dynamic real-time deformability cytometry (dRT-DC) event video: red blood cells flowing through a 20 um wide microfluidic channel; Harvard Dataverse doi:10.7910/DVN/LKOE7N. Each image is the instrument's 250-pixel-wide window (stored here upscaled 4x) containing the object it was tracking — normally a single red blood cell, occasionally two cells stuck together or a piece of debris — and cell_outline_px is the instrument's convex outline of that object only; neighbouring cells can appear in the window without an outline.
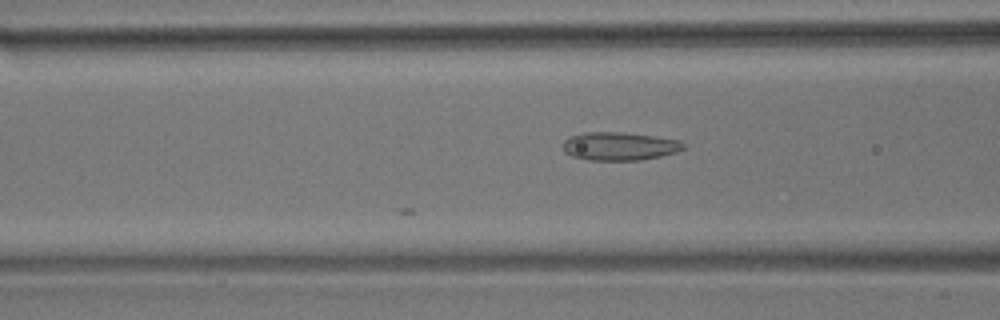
{"species": "common noctule bat (a hibernating species)", "species_latin": "Nyctalus noctula", "temperature_condition": "room temperature", "stored_images_in_passage": 14, "camera_frame_rate_fps": 3000, "um_per_image_px": 0.085, "animal": {"sex": "male", "body_mass_g": 17.9}, "frame": {"image": 1, "passage_image": 11, "time_ms": 3.333, "image_size_px": [1000, 320], "cell_outline_px": [[684, 148], [676, 152], [660, 156], [640, 160], [588, 160], [572, 156], [564, 152], [560, 144], [568, 136], [584, 132], [620, 132], [652, 136], [680, 140], [684, 144]], "centroid_in_image_um": [52.58, 12.42], "position_along_channel_um": 114.0, "area_um2": 19.94}}
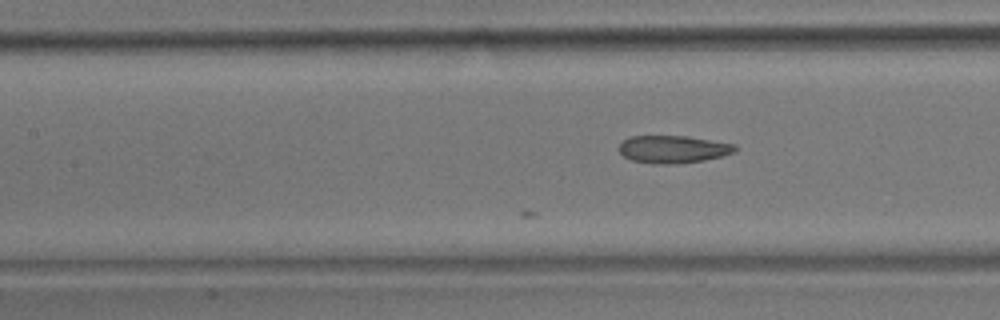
{"frame": {"image": 2, "passage_image": 14, "time_ms": 4.333, "image_size_px": [1000, 320], "cell_outline_px": [[736, 152], [704, 160], [672, 164], [652, 164], [632, 160], [624, 156], [620, 152], [620, 144], [628, 136], [688, 136], [736, 144]], "centroid_in_image_um": [57.22, 12.68], "position_along_channel_um": 150.2, "area_um2": 18.61}}